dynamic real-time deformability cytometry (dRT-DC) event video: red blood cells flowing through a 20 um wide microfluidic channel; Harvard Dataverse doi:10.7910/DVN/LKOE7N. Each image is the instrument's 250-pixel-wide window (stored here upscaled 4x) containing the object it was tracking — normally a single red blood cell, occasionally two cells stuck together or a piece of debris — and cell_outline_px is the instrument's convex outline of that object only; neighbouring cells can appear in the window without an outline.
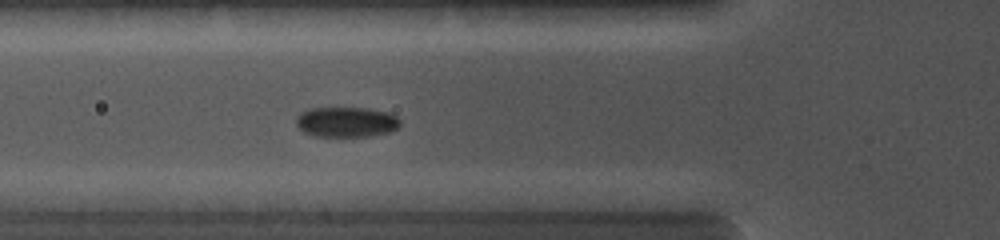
{"species": "common noctule bat (a hibernating species)", "species_latin": "Nyctalus noctula", "temperature_condition": "cold", "stored_images_in_passage": 13, "camera_frame_rate_fps": 5000, "um_per_image_px": 0.085, "animal": {"sex": "female", "body_mass_g": 19.0, "forearm_length_mm": 56.7}, "frame": {"image": 1, "passage_image": 8, "time_ms": 4.8, "image_size_px": [1000, 240], "cell_outline_px": [[400, 124], [392, 132], [368, 136], [316, 136], [304, 132], [296, 124], [296, 116], [300, 112], [308, 108], [368, 108], [388, 112], [396, 116], [400, 120]], "centroid_in_image_um": [29.44, 10.36], "position_along_channel_um": 96.4, "area_um2": 18.38}}